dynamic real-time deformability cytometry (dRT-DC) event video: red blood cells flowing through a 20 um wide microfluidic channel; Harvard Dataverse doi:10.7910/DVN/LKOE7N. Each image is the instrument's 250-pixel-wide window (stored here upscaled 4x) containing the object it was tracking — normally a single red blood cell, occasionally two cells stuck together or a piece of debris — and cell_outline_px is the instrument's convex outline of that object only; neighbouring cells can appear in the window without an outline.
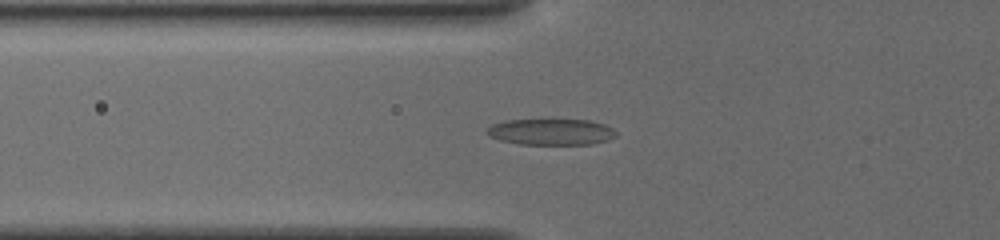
{"species": "common noctule bat (a hibernating species)", "species_latin": "Nyctalus noctula", "temperature_condition": "cold", "stored_images_in_passage": 35, "camera_frame_rate_fps": 3000, "um_per_image_px": 0.085, "animal": {"sex": "female", "body_mass_g": 19.5, "forearm_length_mm": 54.1}, "frame": {"image": 1, "passage_image": 2, "time_ms": 0.333, "image_size_px": [1000, 240], "cell_outline_px": [[616, 136], [608, 140], [592, 144], [520, 144], [500, 140], [488, 136], [484, 132], [492, 124], [504, 120], [592, 120], [604, 124], [612, 128], [616, 132]], "centroid_in_image_um": [46.83, 11.21], "position_along_channel_um": 79.0, "area_um2": 19.77}}
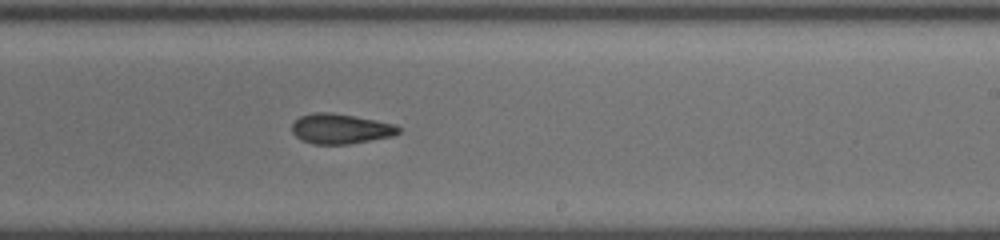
{"frame": {"image": 2, "passage_image": 16, "time_ms": 5.0, "image_size_px": [1000, 240], "cell_outline_px": [[400, 132], [392, 136], [348, 144], [312, 144], [300, 140], [292, 132], [292, 124], [300, 116], [316, 112], [332, 112], [376, 120], [392, 124], [400, 128]], "centroid_in_image_um": [28.91, 10.95], "position_along_channel_um": 260.1, "area_um2": 18.55}}
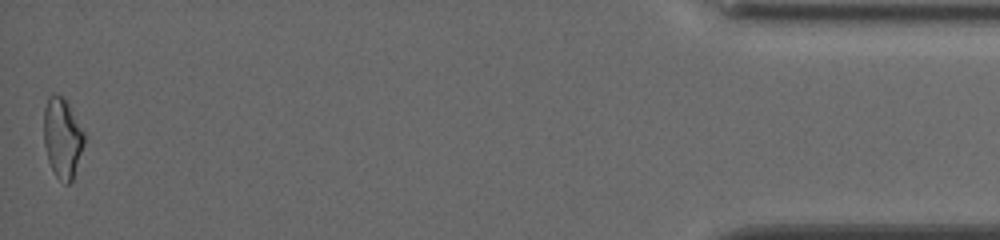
{"frame": {"image": 3, "passage_image": 35, "time_ms": 11.333, "image_size_px": [1000, 240], "cell_outline_px": [[84, 144], [72, 180], [68, 184], [64, 184], [56, 176], [48, 160], [44, 144], [44, 108], [48, 96], [60, 96], [68, 104], [84, 132]], "centroid_in_image_um": [5.29, 11.75], "position_along_channel_um": 429.9, "area_um2": 18.44}, "authors_computed_cell_mechanics": {"area_um2": 18.496, "velocity_mm_per_s": 3.8852, "shape_relaxation_time_tau1_ms": null, "shape_relaxation_time_tau2_ms": 4.4946, "deformation_change_tau1": null, "deformation_change_tau2": 0.1203}}